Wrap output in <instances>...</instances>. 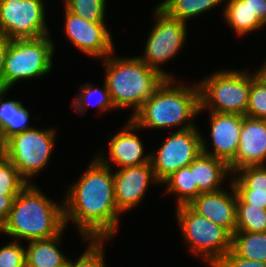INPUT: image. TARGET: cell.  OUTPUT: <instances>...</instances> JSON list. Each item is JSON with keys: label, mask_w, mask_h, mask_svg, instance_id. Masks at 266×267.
Listing matches in <instances>:
<instances>
[{"label": "cell", "mask_w": 266, "mask_h": 267, "mask_svg": "<svg viewBox=\"0 0 266 267\" xmlns=\"http://www.w3.org/2000/svg\"><path fill=\"white\" fill-rule=\"evenodd\" d=\"M67 189L63 196L66 227L74 223L83 243L86 239L115 238L122 214L115 202L112 167L94 157Z\"/></svg>", "instance_id": "cell-1"}, {"label": "cell", "mask_w": 266, "mask_h": 267, "mask_svg": "<svg viewBox=\"0 0 266 267\" xmlns=\"http://www.w3.org/2000/svg\"><path fill=\"white\" fill-rule=\"evenodd\" d=\"M65 229L63 198L60 203L51 200L34 183L16 196L0 234L29 242L54 237Z\"/></svg>", "instance_id": "cell-2"}, {"label": "cell", "mask_w": 266, "mask_h": 267, "mask_svg": "<svg viewBox=\"0 0 266 267\" xmlns=\"http://www.w3.org/2000/svg\"><path fill=\"white\" fill-rule=\"evenodd\" d=\"M179 81L166 79L131 117L141 130L179 127V131L197 126L194 120L200 109L198 82L190 85Z\"/></svg>", "instance_id": "cell-3"}, {"label": "cell", "mask_w": 266, "mask_h": 267, "mask_svg": "<svg viewBox=\"0 0 266 267\" xmlns=\"http://www.w3.org/2000/svg\"><path fill=\"white\" fill-rule=\"evenodd\" d=\"M115 51L101 60L104 80L116 110L133 109L131 118L167 79L138 56L118 57Z\"/></svg>", "instance_id": "cell-4"}, {"label": "cell", "mask_w": 266, "mask_h": 267, "mask_svg": "<svg viewBox=\"0 0 266 267\" xmlns=\"http://www.w3.org/2000/svg\"><path fill=\"white\" fill-rule=\"evenodd\" d=\"M204 79V80H203ZM199 113L218 112L246 115L251 73L249 70H217L198 82Z\"/></svg>", "instance_id": "cell-5"}, {"label": "cell", "mask_w": 266, "mask_h": 267, "mask_svg": "<svg viewBox=\"0 0 266 267\" xmlns=\"http://www.w3.org/2000/svg\"><path fill=\"white\" fill-rule=\"evenodd\" d=\"M175 212L184 243L208 267L231 250L232 235L225 228L199 215L189 205L176 206Z\"/></svg>", "instance_id": "cell-6"}, {"label": "cell", "mask_w": 266, "mask_h": 267, "mask_svg": "<svg viewBox=\"0 0 266 267\" xmlns=\"http://www.w3.org/2000/svg\"><path fill=\"white\" fill-rule=\"evenodd\" d=\"M51 35L10 40L3 72V89L15 83L48 75L53 69L55 46Z\"/></svg>", "instance_id": "cell-7"}, {"label": "cell", "mask_w": 266, "mask_h": 267, "mask_svg": "<svg viewBox=\"0 0 266 267\" xmlns=\"http://www.w3.org/2000/svg\"><path fill=\"white\" fill-rule=\"evenodd\" d=\"M56 134L55 128L50 127L43 130L33 127L14 134L5 141L3 155L29 184H34V176L38 177L53 155Z\"/></svg>", "instance_id": "cell-8"}, {"label": "cell", "mask_w": 266, "mask_h": 267, "mask_svg": "<svg viewBox=\"0 0 266 267\" xmlns=\"http://www.w3.org/2000/svg\"><path fill=\"white\" fill-rule=\"evenodd\" d=\"M153 10V21L148 38L144 45L142 56L138 57L153 68L162 73L167 79H176L173 74L161 68L169 63L172 58L181 52L188 39V26L184 21L170 17L158 5ZM165 63V64H164Z\"/></svg>", "instance_id": "cell-9"}, {"label": "cell", "mask_w": 266, "mask_h": 267, "mask_svg": "<svg viewBox=\"0 0 266 267\" xmlns=\"http://www.w3.org/2000/svg\"><path fill=\"white\" fill-rule=\"evenodd\" d=\"M44 1L0 0V32L11 40L49 35Z\"/></svg>", "instance_id": "cell-10"}, {"label": "cell", "mask_w": 266, "mask_h": 267, "mask_svg": "<svg viewBox=\"0 0 266 267\" xmlns=\"http://www.w3.org/2000/svg\"><path fill=\"white\" fill-rule=\"evenodd\" d=\"M199 128L170 132V136L151 153V164L159 184L180 168L187 167L202 152V133Z\"/></svg>", "instance_id": "cell-11"}, {"label": "cell", "mask_w": 266, "mask_h": 267, "mask_svg": "<svg viewBox=\"0 0 266 267\" xmlns=\"http://www.w3.org/2000/svg\"><path fill=\"white\" fill-rule=\"evenodd\" d=\"M63 7L64 35L78 51L102 60L116 50L105 22H90Z\"/></svg>", "instance_id": "cell-12"}, {"label": "cell", "mask_w": 266, "mask_h": 267, "mask_svg": "<svg viewBox=\"0 0 266 267\" xmlns=\"http://www.w3.org/2000/svg\"><path fill=\"white\" fill-rule=\"evenodd\" d=\"M141 131V128L129 118L124 127H122L119 132L113 135V133L108 134L109 149L107 156L101 152L95 157L105 166L111 168L112 162L115 166L119 167L117 169H122L125 167L139 166L142 164L149 163L151 160V153H144L145 148L142 140L140 139L137 132ZM111 136V137H110ZM109 157V158H108ZM111 161V162H110Z\"/></svg>", "instance_id": "cell-13"}, {"label": "cell", "mask_w": 266, "mask_h": 267, "mask_svg": "<svg viewBox=\"0 0 266 267\" xmlns=\"http://www.w3.org/2000/svg\"><path fill=\"white\" fill-rule=\"evenodd\" d=\"M113 174L115 202L122 215L141 205L152 182L159 184L151 161L139 166L117 169Z\"/></svg>", "instance_id": "cell-14"}, {"label": "cell", "mask_w": 266, "mask_h": 267, "mask_svg": "<svg viewBox=\"0 0 266 267\" xmlns=\"http://www.w3.org/2000/svg\"><path fill=\"white\" fill-rule=\"evenodd\" d=\"M210 135L213 148H208L207 138L202 136V152L225 161L228 165L235 159L240 143L243 115L208 112ZM208 145V146H207Z\"/></svg>", "instance_id": "cell-15"}, {"label": "cell", "mask_w": 266, "mask_h": 267, "mask_svg": "<svg viewBox=\"0 0 266 267\" xmlns=\"http://www.w3.org/2000/svg\"><path fill=\"white\" fill-rule=\"evenodd\" d=\"M229 192L222 189L216 192L200 193L188 204L199 215L225 228L231 235L236 229L237 193L231 183Z\"/></svg>", "instance_id": "cell-16"}, {"label": "cell", "mask_w": 266, "mask_h": 267, "mask_svg": "<svg viewBox=\"0 0 266 267\" xmlns=\"http://www.w3.org/2000/svg\"><path fill=\"white\" fill-rule=\"evenodd\" d=\"M266 165V119L243 117L239 149L229 164L231 173L245 166Z\"/></svg>", "instance_id": "cell-17"}, {"label": "cell", "mask_w": 266, "mask_h": 267, "mask_svg": "<svg viewBox=\"0 0 266 267\" xmlns=\"http://www.w3.org/2000/svg\"><path fill=\"white\" fill-rule=\"evenodd\" d=\"M188 167L193 171L194 183L201 193L224 189L222 183L225 178L232 177L229 165L225 161L203 152Z\"/></svg>", "instance_id": "cell-18"}, {"label": "cell", "mask_w": 266, "mask_h": 267, "mask_svg": "<svg viewBox=\"0 0 266 267\" xmlns=\"http://www.w3.org/2000/svg\"><path fill=\"white\" fill-rule=\"evenodd\" d=\"M64 230L51 238L32 240L25 246L26 267H58L68 265L67 256L60 248Z\"/></svg>", "instance_id": "cell-19"}, {"label": "cell", "mask_w": 266, "mask_h": 267, "mask_svg": "<svg viewBox=\"0 0 266 267\" xmlns=\"http://www.w3.org/2000/svg\"><path fill=\"white\" fill-rule=\"evenodd\" d=\"M9 91L0 88V128L5 141L14 134L33 128L29 125L31 114L21 101L4 100Z\"/></svg>", "instance_id": "cell-20"}, {"label": "cell", "mask_w": 266, "mask_h": 267, "mask_svg": "<svg viewBox=\"0 0 266 267\" xmlns=\"http://www.w3.org/2000/svg\"><path fill=\"white\" fill-rule=\"evenodd\" d=\"M225 2L222 16L237 36H247L265 27L243 0H225Z\"/></svg>", "instance_id": "cell-21"}, {"label": "cell", "mask_w": 266, "mask_h": 267, "mask_svg": "<svg viewBox=\"0 0 266 267\" xmlns=\"http://www.w3.org/2000/svg\"><path fill=\"white\" fill-rule=\"evenodd\" d=\"M93 101V102H92ZM98 108L99 113L116 110L112 103L108 86L104 80L103 87H97L91 82H86L85 85L79 86V91L72 102V109L79 114L83 115L88 111L89 106Z\"/></svg>", "instance_id": "cell-22"}, {"label": "cell", "mask_w": 266, "mask_h": 267, "mask_svg": "<svg viewBox=\"0 0 266 267\" xmlns=\"http://www.w3.org/2000/svg\"><path fill=\"white\" fill-rule=\"evenodd\" d=\"M222 3H225V0H162L158 6L170 17L187 23L190 19L221 6Z\"/></svg>", "instance_id": "cell-23"}, {"label": "cell", "mask_w": 266, "mask_h": 267, "mask_svg": "<svg viewBox=\"0 0 266 267\" xmlns=\"http://www.w3.org/2000/svg\"><path fill=\"white\" fill-rule=\"evenodd\" d=\"M161 185H166L164 187L168 194L175 195L177 206L190 204L201 193L188 166L172 173Z\"/></svg>", "instance_id": "cell-24"}, {"label": "cell", "mask_w": 266, "mask_h": 267, "mask_svg": "<svg viewBox=\"0 0 266 267\" xmlns=\"http://www.w3.org/2000/svg\"><path fill=\"white\" fill-rule=\"evenodd\" d=\"M231 250L243 259L266 263V232L235 231Z\"/></svg>", "instance_id": "cell-25"}, {"label": "cell", "mask_w": 266, "mask_h": 267, "mask_svg": "<svg viewBox=\"0 0 266 267\" xmlns=\"http://www.w3.org/2000/svg\"><path fill=\"white\" fill-rule=\"evenodd\" d=\"M236 193L266 195V165L245 166L232 174Z\"/></svg>", "instance_id": "cell-26"}, {"label": "cell", "mask_w": 266, "mask_h": 267, "mask_svg": "<svg viewBox=\"0 0 266 267\" xmlns=\"http://www.w3.org/2000/svg\"><path fill=\"white\" fill-rule=\"evenodd\" d=\"M235 231L266 232V209L246 204L237 196Z\"/></svg>", "instance_id": "cell-27"}, {"label": "cell", "mask_w": 266, "mask_h": 267, "mask_svg": "<svg viewBox=\"0 0 266 267\" xmlns=\"http://www.w3.org/2000/svg\"><path fill=\"white\" fill-rule=\"evenodd\" d=\"M245 116L266 119V79L258 69L251 72V88Z\"/></svg>", "instance_id": "cell-28"}, {"label": "cell", "mask_w": 266, "mask_h": 267, "mask_svg": "<svg viewBox=\"0 0 266 267\" xmlns=\"http://www.w3.org/2000/svg\"><path fill=\"white\" fill-rule=\"evenodd\" d=\"M63 5L72 13L90 22H105L107 0H64Z\"/></svg>", "instance_id": "cell-29"}, {"label": "cell", "mask_w": 266, "mask_h": 267, "mask_svg": "<svg viewBox=\"0 0 266 267\" xmlns=\"http://www.w3.org/2000/svg\"><path fill=\"white\" fill-rule=\"evenodd\" d=\"M29 183L4 155L0 157V195H18Z\"/></svg>", "instance_id": "cell-30"}, {"label": "cell", "mask_w": 266, "mask_h": 267, "mask_svg": "<svg viewBox=\"0 0 266 267\" xmlns=\"http://www.w3.org/2000/svg\"><path fill=\"white\" fill-rule=\"evenodd\" d=\"M106 241L109 239H86L85 251L74 261L68 259V267H107L104 259Z\"/></svg>", "instance_id": "cell-31"}, {"label": "cell", "mask_w": 266, "mask_h": 267, "mask_svg": "<svg viewBox=\"0 0 266 267\" xmlns=\"http://www.w3.org/2000/svg\"><path fill=\"white\" fill-rule=\"evenodd\" d=\"M24 244L11 240L0 247V267H26Z\"/></svg>", "instance_id": "cell-32"}, {"label": "cell", "mask_w": 266, "mask_h": 267, "mask_svg": "<svg viewBox=\"0 0 266 267\" xmlns=\"http://www.w3.org/2000/svg\"><path fill=\"white\" fill-rule=\"evenodd\" d=\"M213 267H266V263L243 259L230 250Z\"/></svg>", "instance_id": "cell-33"}, {"label": "cell", "mask_w": 266, "mask_h": 267, "mask_svg": "<svg viewBox=\"0 0 266 267\" xmlns=\"http://www.w3.org/2000/svg\"><path fill=\"white\" fill-rule=\"evenodd\" d=\"M258 20L266 26V0H243Z\"/></svg>", "instance_id": "cell-34"}, {"label": "cell", "mask_w": 266, "mask_h": 267, "mask_svg": "<svg viewBox=\"0 0 266 267\" xmlns=\"http://www.w3.org/2000/svg\"><path fill=\"white\" fill-rule=\"evenodd\" d=\"M17 195H0V229L6 222Z\"/></svg>", "instance_id": "cell-35"}, {"label": "cell", "mask_w": 266, "mask_h": 267, "mask_svg": "<svg viewBox=\"0 0 266 267\" xmlns=\"http://www.w3.org/2000/svg\"><path fill=\"white\" fill-rule=\"evenodd\" d=\"M237 196L246 204L266 209V195L237 193Z\"/></svg>", "instance_id": "cell-36"}, {"label": "cell", "mask_w": 266, "mask_h": 267, "mask_svg": "<svg viewBox=\"0 0 266 267\" xmlns=\"http://www.w3.org/2000/svg\"><path fill=\"white\" fill-rule=\"evenodd\" d=\"M10 40L2 32H0V88L3 89V72L5 58L10 44Z\"/></svg>", "instance_id": "cell-37"}, {"label": "cell", "mask_w": 266, "mask_h": 267, "mask_svg": "<svg viewBox=\"0 0 266 267\" xmlns=\"http://www.w3.org/2000/svg\"><path fill=\"white\" fill-rule=\"evenodd\" d=\"M5 151V140L3 139V134L0 128V155H3Z\"/></svg>", "instance_id": "cell-38"}, {"label": "cell", "mask_w": 266, "mask_h": 267, "mask_svg": "<svg viewBox=\"0 0 266 267\" xmlns=\"http://www.w3.org/2000/svg\"><path fill=\"white\" fill-rule=\"evenodd\" d=\"M258 72L266 79V59L262 63L261 67L258 69Z\"/></svg>", "instance_id": "cell-39"}, {"label": "cell", "mask_w": 266, "mask_h": 267, "mask_svg": "<svg viewBox=\"0 0 266 267\" xmlns=\"http://www.w3.org/2000/svg\"><path fill=\"white\" fill-rule=\"evenodd\" d=\"M58 267H68V265H61V266H58Z\"/></svg>", "instance_id": "cell-40"}]
</instances>
